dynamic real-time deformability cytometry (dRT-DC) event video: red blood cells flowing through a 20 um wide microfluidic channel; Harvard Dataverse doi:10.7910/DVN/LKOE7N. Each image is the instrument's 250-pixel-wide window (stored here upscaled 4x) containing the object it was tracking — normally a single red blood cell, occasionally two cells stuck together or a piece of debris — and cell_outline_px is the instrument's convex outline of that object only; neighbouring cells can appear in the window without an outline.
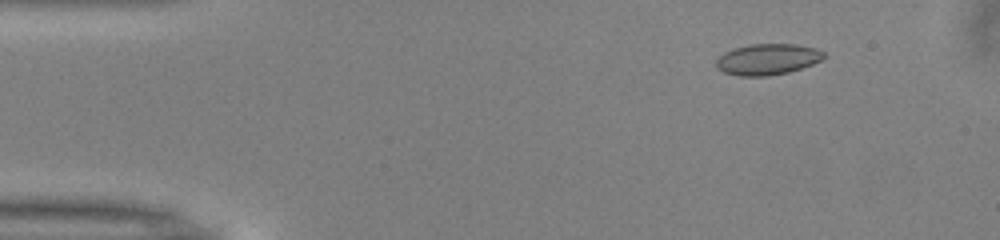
{"species": "common noctule bat (a hibernating species)", "species_latin": "Nyctalus noctula", "temperature_condition": "warm", "stored_images_in_passage": 40, "camera_frame_rate_fps": 3000, "um_per_image_px": 0.085, "animal": {"sex": "male", "body_mass_g": 13.0, "forearm_length_mm": 53.1}, "frame": {"image": 1, "passage_image": 6, "time_ms": 1.667, "image_size_px": [1000, 240], "cell_outline_px": [[824, 56], [820, 60], [812, 64], [788, 72], [768, 76], [740, 76], [724, 72], [716, 68], [716, 60], [724, 52], [736, 48], [752, 44], [796, 44], [816, 48], [824, 52]], "centroid_in_image_um": [65.22, 5.04], "position_along_channel_um": 19.8, "area_um2": 19.31}}
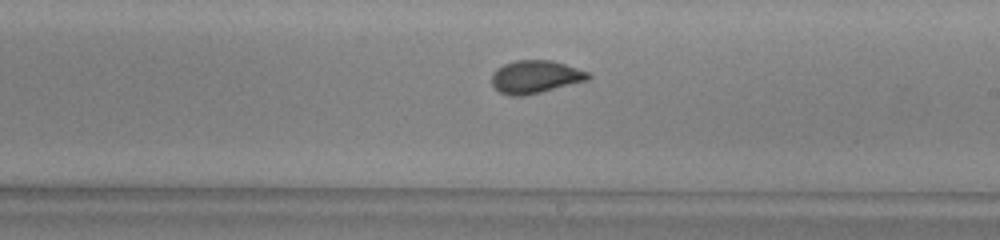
{"frame": {"image": 2, "passage_image": 29, "time_ms": 9.333, "image_size_px": [1000, 240], "cell_outline_px": [[592, 76], [588, 80], [540, 92], [520, 96], [512, 96], [500, 92], [492, 84], [492, 72], [496, 68], [504, 64], [516, 60], [552, 60], [592, 72]], "centroid_in_image_um": [45.54, 6.51], "position_along_channel_um": 243.5, "area_um2": 18.55}}
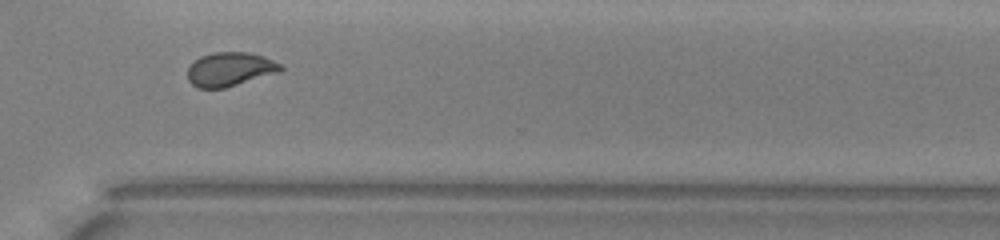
{"frame": {"image": 3, "passage_image": 37, "time_ms": 12.0, "image_size_px": [1000, 240], "cell_outline_px": [[284, 68], [280, 72], [224, 88], [196, 88], [188, 80], [188, 68], [200, 56], [212, 52], [248, 52], [264, 56], [280, 64]], "centroid_in_image_um": [19.55, 5.88], "position_along_channel_um": 351.1, "area_um2": 18.38}, "authors_computed_cell_mechanics": {"area_um2": 18.5827, "velocity_mm_per_s": 4.0272, "shape_relaxation_time_tau1_ms": 5.5205, "shape_relaxation_time_tau2_ms": null, "deformation_change_tau1": 0.1325, "deformation_change_tau2": null}}